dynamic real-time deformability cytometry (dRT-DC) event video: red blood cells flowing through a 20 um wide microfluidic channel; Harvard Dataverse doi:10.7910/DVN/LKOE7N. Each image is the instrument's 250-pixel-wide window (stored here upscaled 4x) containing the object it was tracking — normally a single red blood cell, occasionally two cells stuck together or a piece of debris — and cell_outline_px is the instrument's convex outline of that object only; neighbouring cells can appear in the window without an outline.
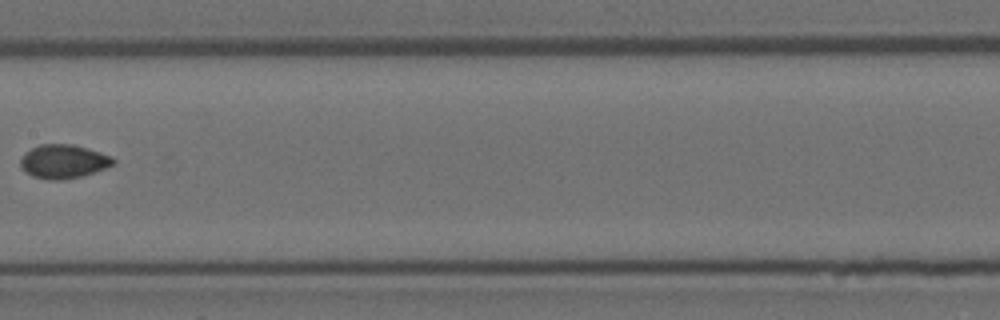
{"species": "Egyptian fruit bat (a non-hibernating species)", "species_latin": "Rousettus aegyptiacus", "temperature_condition": "room temperature", "stored_images_in_passage": 8, "camera_frame_rate_fps": 3000, "um_per_image_px": 0.085, "animal": {"sex": "female"}, "frame": {"image": 1, "passage_image": 8, "time_ms": 2.333, "image_size_px": [1000, 320], "cell_outline_px": [[116, 164], [80, 176], [60, 180], [48, 180], [32, 176], [24, 172], [20, 164], [20, 160], [32, 148], [40, 144], [72, 144], [88, 148], [112, 156], [116, 160]], "centroid_in_image_um": [5.41, 13.72], "position_along_channel_um": 202.0, "area_um2": 18.15}}